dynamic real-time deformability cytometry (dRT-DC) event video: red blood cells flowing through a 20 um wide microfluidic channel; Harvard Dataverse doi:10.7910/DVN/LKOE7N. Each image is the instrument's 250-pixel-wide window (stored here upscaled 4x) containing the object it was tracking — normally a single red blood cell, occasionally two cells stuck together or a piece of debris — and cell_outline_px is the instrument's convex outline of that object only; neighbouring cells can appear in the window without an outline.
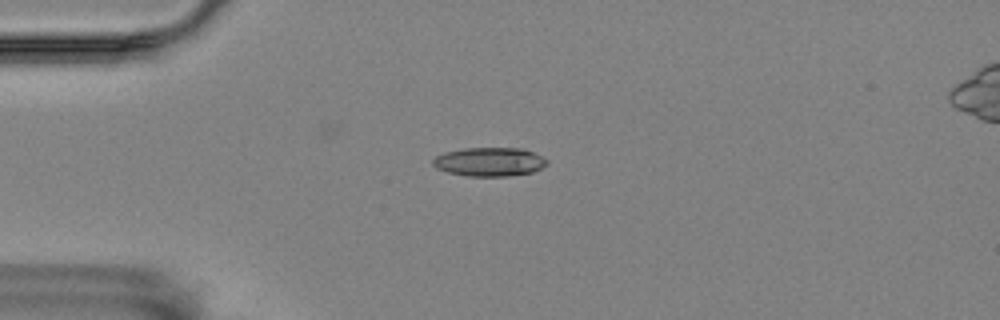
{"species": "Egyptian fruit bat (a non-hibernating species)", "species_latin": "Rousettus aegyptiacus", "temperature_condition": "room temperature", "stored_images_in_passage": 43, "camera_frame_rate_fps": 3000, "um_per_image_px": 0.085, "animal": {"sex": "female"}, "frame": {"image": 1, "passage_image": 1, "time_ms": 0.0, "image_size_px": [1000, 320], "cell_outline_px": [[548, 164], [532, 172], [508, 176], [468, 176], [448, 172], [436, 168], [432, 164], [432, 160], [436, 156], [444, 152], [464, 148], [524, 148], [548, 160]], "centroid_in_image_um": [41.59, 13.75], "position_along_channel_um": 43.4, "area_um2": 19.13}}
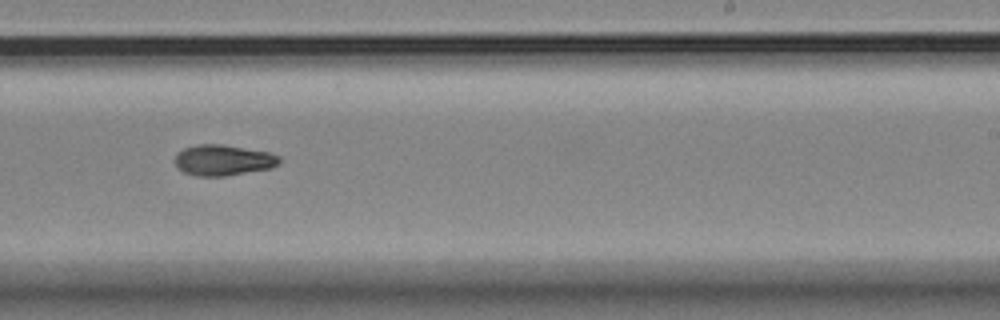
{"frame": {"image": 2, "passage_image": 22, "time_ms": 7.0, "image_size_px": [1000, 320], "cell_outline_px": [[280, 164], [272, 168], [224, 176], [196, 176], [184, 172], [176, 164], [176, 156], [184, 148], [196, 144], [220, 144], [268, 152], [280, 156]], "centroid_in_image_um": [19.01, 13.61], "position_along_channel_um": 270.0, "area_um2": 18.55}}
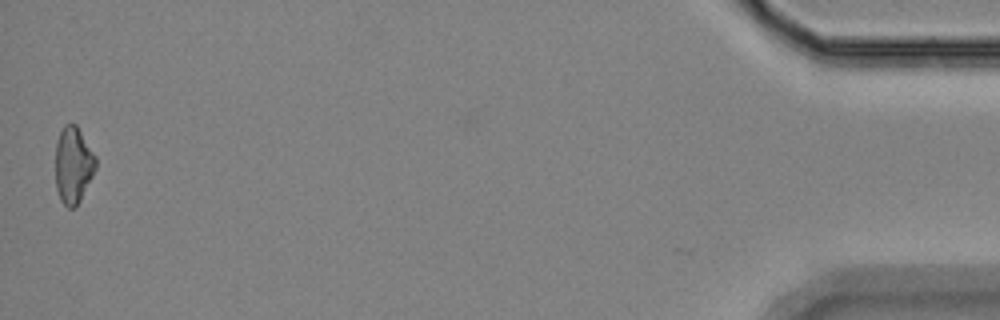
{"frame": {"image": 3, "passage_image": 43, "time_ms": 14.0, "image_size_px": [1000, 320], "cell_outline_px": [[96, 168], [76, 208], [68, 208], [60, 200], [56, 188], [56, 144], [60, 132], [64, 124], [76, 124], [96, 156]], "centroid_in_image_um": [6.22, 14.04], "position_along_channel_um": 429.0, "area_um2": 17.92}, "authors_computed_cell_mechanics": {"area_um2": 18.496, "velocity_mm_per_s": 3.5347, "shape_relaxation_time_tau1_ms": 4.2516, "shape_relaxation_time_tau2_ms": null, "deformation_change_tau1": 0.142, "deformation_change_tau2": null}}